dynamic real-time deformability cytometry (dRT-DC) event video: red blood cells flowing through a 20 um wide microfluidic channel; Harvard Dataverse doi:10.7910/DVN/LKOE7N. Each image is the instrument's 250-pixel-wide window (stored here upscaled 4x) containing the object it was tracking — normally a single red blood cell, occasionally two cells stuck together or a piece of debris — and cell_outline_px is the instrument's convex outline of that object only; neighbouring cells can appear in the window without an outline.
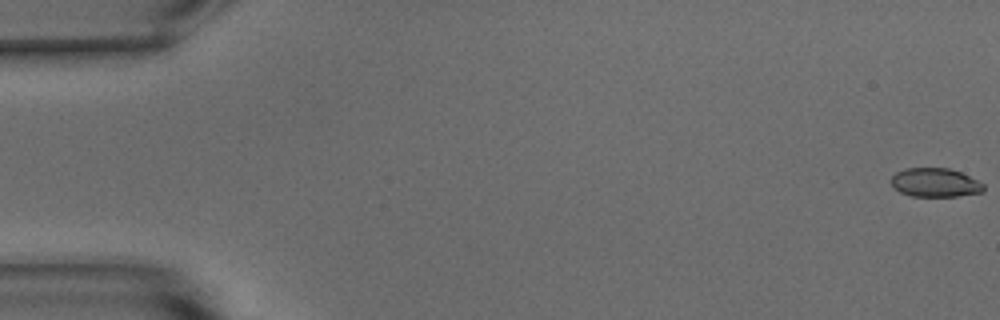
{"species": "common noctule bat (a hibernating species)", "species_latin": "Nyctalus noctula", "temperature_condition": "warm", "stored_images_in_passage": 15, "camera_frame_rate_fps": 3000, "um_per_image_px": 0.085, "animal": {"sex": "male", "body_mass_g": 15.6}, "frame": {"image": 1, "passage_image": 1, "time_ms": 0.0, "image_size_px": [1000, 320], "cell_outline_px": [[984, 192], [956, 196], [912, 196], [900, 192], [892, 188], [892, 176], [896, 172], [904, 168], [948, 168], [960, 172], [984, 184]], "centroid_in_image_um": [79.47, 15.52], "position_along_channel_um": 5.5, "area_um2": 15.49}}
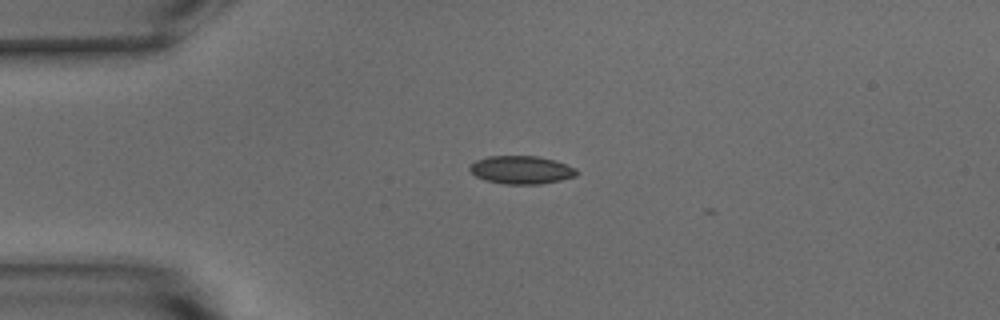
{"frame": {"image": 2, "passage_image": 14, "time_ms": 4.333, "image_size_px": [1000, 320], "cell_outline_px": [[580, 172], [576, 176], [560, 180], [540, 184], [504, 184], [484, 180], [476, 176], [468, 168], [468, 164], [476, 160], [488, 156], [536, 156], [556, 160], [576, 168]], "centroid_in_image_um": [44.31, 14.44], "position_along_channel_um": 40.7, "area_um2": 17.69}}